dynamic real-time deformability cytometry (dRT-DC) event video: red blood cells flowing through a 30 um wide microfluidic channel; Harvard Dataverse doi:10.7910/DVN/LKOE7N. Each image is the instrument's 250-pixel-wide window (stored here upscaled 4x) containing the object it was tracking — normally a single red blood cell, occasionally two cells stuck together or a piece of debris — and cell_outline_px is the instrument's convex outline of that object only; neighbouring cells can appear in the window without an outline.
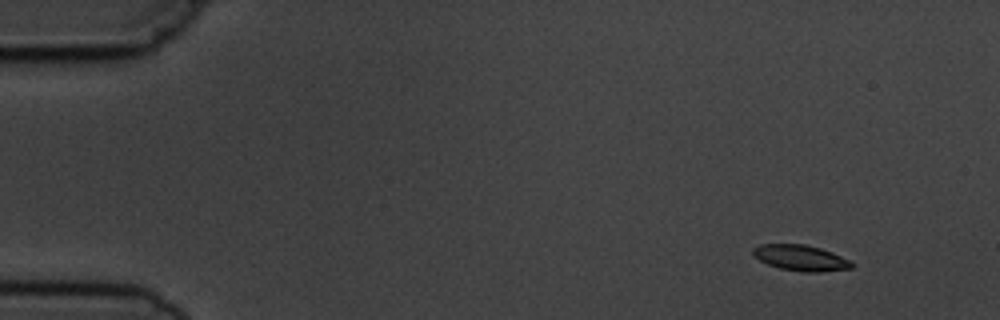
{"species": "common noctule bat (a hibernating species)", "species_latin": "Nyctalus noctula", "temperature_condition": "cold", "stored_images_in_passage": 5, "camera_frame_rate_fps": 3000, "um_per_image_px": 0.085, "animal": {"sex": "male", "body_mass_g": 19.5, "forearm_length_mm": 54.6}, "frame": {"image": 1, "passage_image": 2, "time_ms": 1.333, "image_size_px": [1000, 320], "cell_outline_px": [[852, 268], [820, 272], [804, 272], [780, 268], [768, 264], [752, 256], [752, 248], [760, 244], [804, 244], [820, 248], [832, 252], [852, 260]], "centroid_in_image_um": [68.05, 21.91], "position_along_channel_um": 16.9, "area_um2": 14.91}}
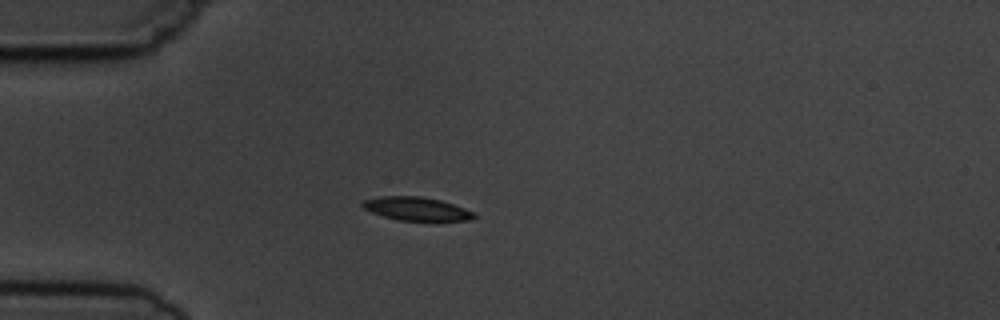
{"frame": {"image": 2, "passage_image": 5, "time_ms": 4.667, "image_size_px": [1000, 320], "cell_outline_px": [[476, 216], [472, 220], [400, 220], [384, 216], [372, 212], [364, 208], [360, 204], [364, 200], [380, 196], [420, 196], [440, 200], [476, 212]], "centroid_in_image_um": [35.41, 17.74], "position_along_channel_um": 49.6, "area_um2": 15.03}}